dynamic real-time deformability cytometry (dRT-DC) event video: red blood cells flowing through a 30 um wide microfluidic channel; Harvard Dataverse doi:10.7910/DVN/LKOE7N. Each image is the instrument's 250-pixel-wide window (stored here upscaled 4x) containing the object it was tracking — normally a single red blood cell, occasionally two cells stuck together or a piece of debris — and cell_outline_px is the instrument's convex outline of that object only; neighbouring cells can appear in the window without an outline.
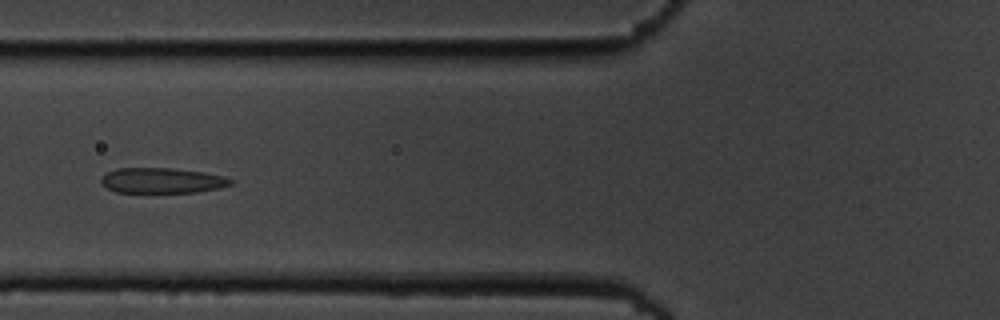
{"species": "common noctule bat (a hibernating species)", "species_latin": "Nyctalus noctula", "temperature_condition": "cold", "stored_images_in_passage": 12, "camera_frame_rate_fps": 3000, "um_per_image_px": 0.085, "animal": {"sex": "male", "body_mass_g": 19.5, "forearm_length_mm": 54.6}, "frame": {"image": 1, "passage_image": 7, "time_ms": 8.0, "image_size_px": [1000, 320], "cell_outline_px": [[232, 184], [220, 188], [196, 192], [116, 192], [108, 188], [100, 180], [100, 176], [116, 168], [172, 168], [204, 172], [224, 176], [232, 180]], "centroid_in_image_um": [13.77, 15.34], "position_along_channel_um": 112.0, "area_um2": 19.07}}
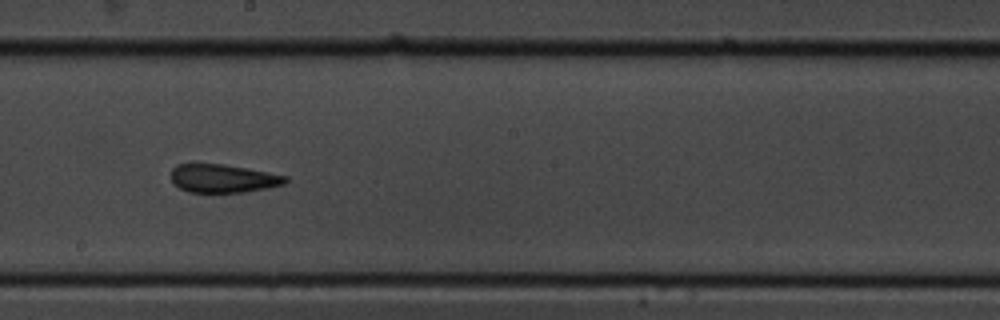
{"frame": {"image": 2, "passage_image": 10, "time_ms": 11.333, "image_size_px": [1000, 320], "cell_outline_px": [[288, 180], [284, 184], [268, 188], [244, 192], [188, 192], [180, 188], [168, 176], [172, 168], [176, 164], [224, 164], [248, 168], [288, 176]], "centroid_in_image_um": [18.95, 15.16], "position_along_channel_um": 229.3, "area_um2": 19.02}}
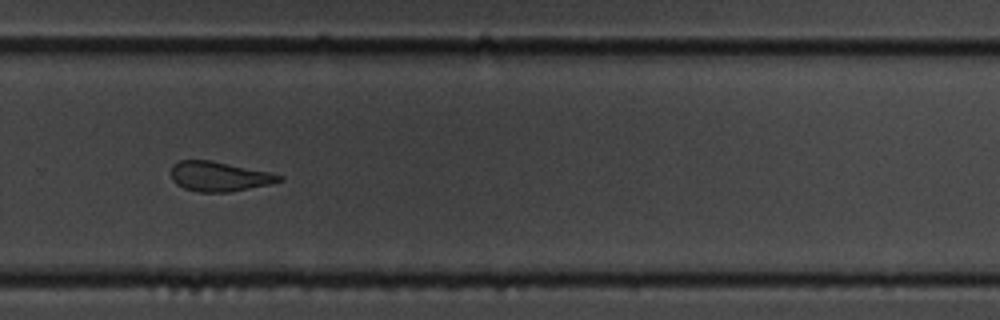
{"frame": {"image": 3, "passage_image": 12, "time_ms": 13.667, "image_size_px": [1000, 320], "cell_outline_px": [[284, 180], [272, 184], [228, 192], [200, 192], [184, 188], [176, 184], [172, 180], [172, 164], [180, 160], [212, 160], [268, 172], [284, 176]], "centroid_in_image_um": [18.64, 15.0], "position_along_channel_um": 311.2, "area_um2": 18.73}}